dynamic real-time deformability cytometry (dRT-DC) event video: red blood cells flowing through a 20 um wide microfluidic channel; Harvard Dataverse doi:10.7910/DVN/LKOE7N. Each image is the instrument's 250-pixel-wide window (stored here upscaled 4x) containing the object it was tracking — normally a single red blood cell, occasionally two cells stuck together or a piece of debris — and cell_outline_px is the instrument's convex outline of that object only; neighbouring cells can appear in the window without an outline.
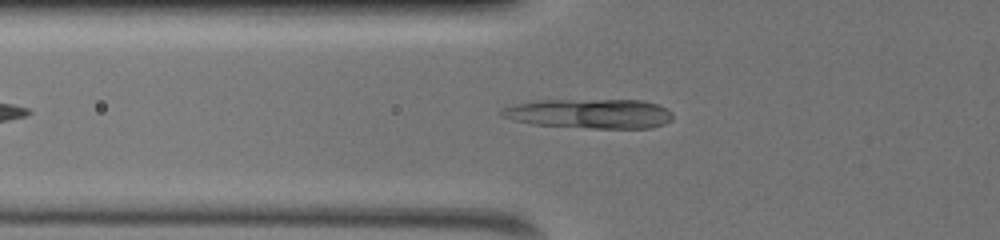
{"species": "common noctule bat (a hibernating species)", "species_latin": "Nyctalus noctula", "temperature_condition": "warm", "stored_images_in_passage": 46, "camera_frame_rate_fps": 3000, "um_per_image_px": 0.085, "animal": {"sex": "female", "body_mass_g": 19.5, "forearm_length_mm": 54.1}, "frame": {"image": 1, "passage_image": 10, "time_ms": 3.0, "image_size_px": [1000, 240], "cell_outline_px": [[672, 120], [664, 124], [652, 128], [592, 128], [532, 124], [500, 116], [500, 108], [516, 104], [536, 100], [644, 100], [656, 104], [672, 112]], "centroid_in_image_um": [50.13, 9.65], "position_along_channel_um": 75.7, "area_um2": 29.48}}
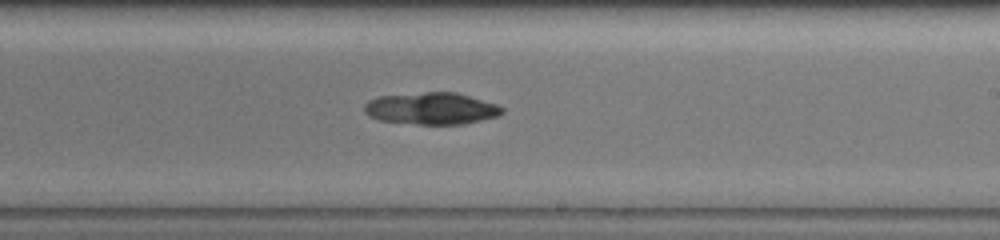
{"frame": {"image": 2, "passage_image": 25, "time_ms": 8.0, "image_size_px": [1000, 240], "cell_outline_px": [[504, 112], [496, 116], [464, 124], [420, 124], [380, 120], [368, 116], [364, 112], [364, 104], [368, 100], [380, 96], [424, 92], [456, 92], [496, 104], [504, 108]], "centroid_in_image_um": [36.65, 9.21], "position_along_channel_um": 252.4, "area_um2": 25.49}}
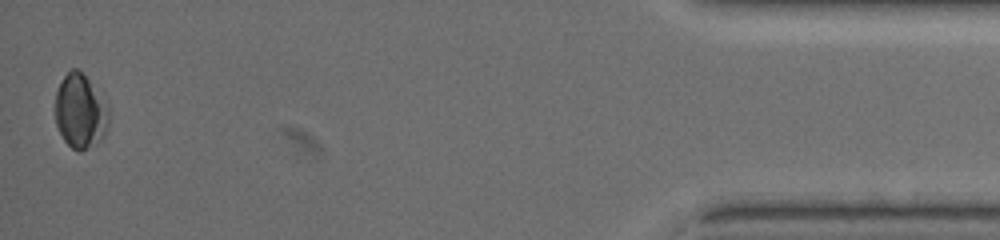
{"frame": {"image": 3, "passage_image": 46, "time_ms": 15.0, "image_size_px": [1000, 240], "cell_outline_px": [[108, 120], [104, 136], [96, 144], [80, 152], [76, 152], [64, 140], [56, 124], [56, 92], [64, 76], [72, 68], [76, 68], [88, 80], [108, 104]], "centroid_in_image_um": [6.83, 9.5], "position_along_channel_um": 428.4, "area_um2": 22.89}}